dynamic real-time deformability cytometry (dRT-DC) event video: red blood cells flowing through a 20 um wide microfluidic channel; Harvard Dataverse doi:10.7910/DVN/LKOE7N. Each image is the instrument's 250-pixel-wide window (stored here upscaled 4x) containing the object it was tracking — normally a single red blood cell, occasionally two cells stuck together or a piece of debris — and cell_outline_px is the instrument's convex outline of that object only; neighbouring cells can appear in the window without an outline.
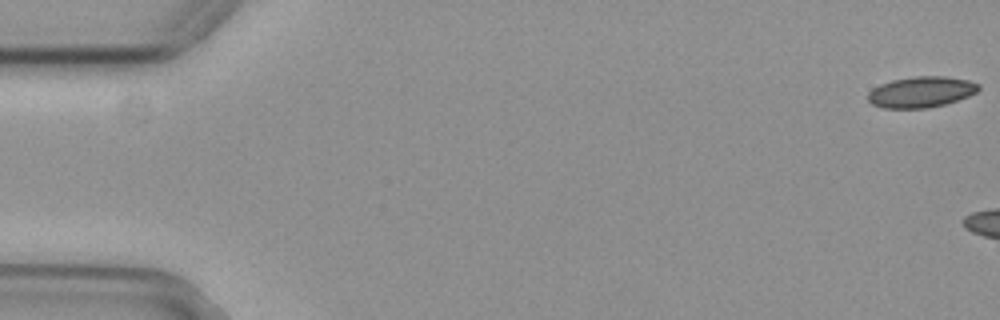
{"species": "common noctule bat (a hibernating species)", "species_latin": "Nyctalus noctula", "temperature_condition": "cold", "stored_images_in_passage": 8, "camera_frame_rate_fps": 3000, "um_per_image_px": 0.085, "animal": {"sex": "female", "body_mass_g": 29.2, "forearm_length_mm": 56.3}, "frame": {"image": 1, "passage_image": 1, "time_ms": 0.0, "image_size_px": [1000, 320], "cell_outline_px": [[980, 88], [976, 92], [968, 96], [944, 104], [928, 108], [884, 108], [872, 104], [868, 100], [868, 92], [872, 88], [880, 84], [892, 80], [916, 76], [944, 76], [968, 80], [980, 84]], "centroid_in_image_um": [78.28, 7.81], "position_along_channel_um": 6.7, "area_um2": 19.88}}